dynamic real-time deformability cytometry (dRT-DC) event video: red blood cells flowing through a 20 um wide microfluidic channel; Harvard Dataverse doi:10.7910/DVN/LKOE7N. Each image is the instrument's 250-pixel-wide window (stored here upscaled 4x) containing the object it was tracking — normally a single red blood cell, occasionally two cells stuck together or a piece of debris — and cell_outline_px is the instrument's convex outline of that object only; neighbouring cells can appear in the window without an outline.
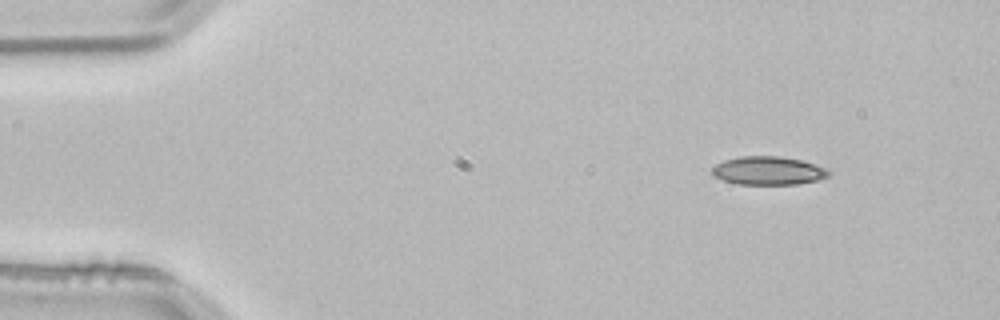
{"species": "common noctule bat (a hibernating species)", "species_latin": "Nyctalus noctula", "temperature_condition": "room temperature", "stored_images_in_passage": 5, "camera_frame_rate_fps": 3000, "um_per_image_px": 0.085, "animal": {"sex": "male", "body_mass_g": 21.5, "forearm_length_mm": 52.0}, "frame": {"image": 1, "passage_image": 5, "time_ms": 1.333, "image_size_px": [1000, 320], "cell_outline_px": [[832, 172], [828, 176], [816, 180], [796, 184], [740, 184], [724, 180], [716, 176], [712, 172], [712, 168], [716, 164], [724, 160], [740, 156], [780, 156], [800, 160], [824, 168]], "centroid_in_image_um": [65.29, 14.5], "position_along_channel_um": 19.7, "area_um2": 18.96}}